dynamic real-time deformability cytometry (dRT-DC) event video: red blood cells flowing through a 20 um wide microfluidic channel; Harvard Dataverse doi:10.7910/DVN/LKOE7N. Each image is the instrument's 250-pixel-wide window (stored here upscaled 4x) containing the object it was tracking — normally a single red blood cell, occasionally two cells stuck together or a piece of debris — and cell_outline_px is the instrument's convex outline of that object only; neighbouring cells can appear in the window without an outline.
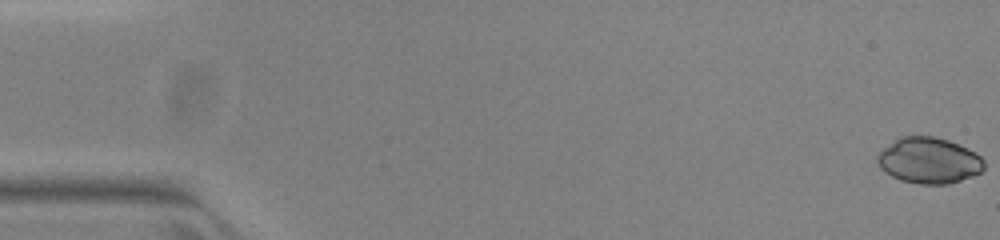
{"species": "common noctule bat (a hibernating species)", "species_latin": "Nyctalus noctula", "temperature_condition": "warm", "stored_images_in_passage": 53, "camera_frame_rate_fps": 3000, "um_per_image_px": 0.085, "animal": {"sex": "female", "body_mass_g": 23.0, "forearm_length_mm": 53.4}, "frame": {"image": 1, "passage_image": 1, "time_ms": 0.0, "image_size_px": [1000, 240], "cell_outline_px": [[984, 168], [980, 172], [972, 176], [948, 184], [920, 184], [900, 180], [892, 176], [880, 168], [876, 160], [876, 156], [884, 148], [900, 136], [932, 136], [948, 140], [968, 148], [976, 152], [984, 160]], "centroid_in_image_um": [78.96, 13.64], "position_along_channel_um": 6.0, "area_um2": 28.55}}
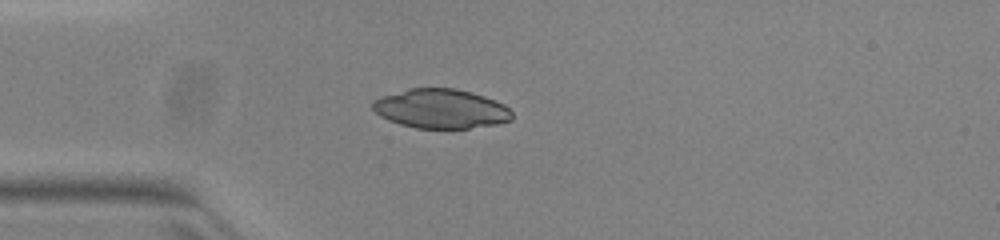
{"frame": {"image": 2, "passage_image": 15, "time_ms": 4.667, "image_size_px": [1000, 240], "cell_outline_px": [[512, 120], [496, 124], [468, 128], [416, 128], [400, 124], [388, 120], [380, 116], [372, 108], [372, 100], [380, 96], [408, 88], [456, 88], [472, 92], [484, 96], [504, 104], [512, 112]], "centroid_in_image_um": [37.45, 9.23], "position_along_channel_um": 47.6, "area_um2": 32.08}}
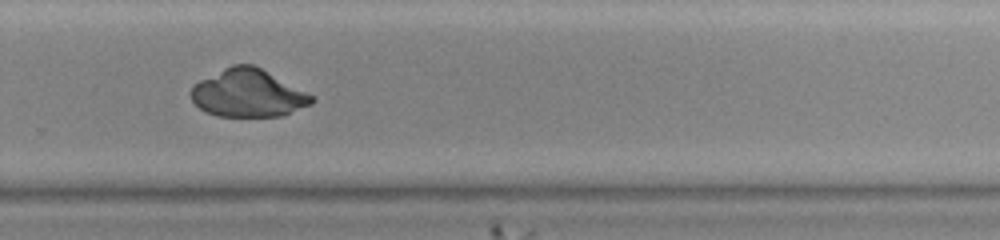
{"frame": {"image": 3, "passage_image": 36, "time_ms": 11.667, "image_size_px": [1000, 240], "cell_outline_px": [[316, 100], [312, 104], [284, 116], [220, 116], [208, 112], [200, 108], [192, 100], [188, 92], [192, 84], [232, 64], [252, 64], [260, 68], [312, 96]], "centroid_in_image_um": [21.04, 7.93], "position_along_channel_um": 308.8, "area_um2": 33.23}}